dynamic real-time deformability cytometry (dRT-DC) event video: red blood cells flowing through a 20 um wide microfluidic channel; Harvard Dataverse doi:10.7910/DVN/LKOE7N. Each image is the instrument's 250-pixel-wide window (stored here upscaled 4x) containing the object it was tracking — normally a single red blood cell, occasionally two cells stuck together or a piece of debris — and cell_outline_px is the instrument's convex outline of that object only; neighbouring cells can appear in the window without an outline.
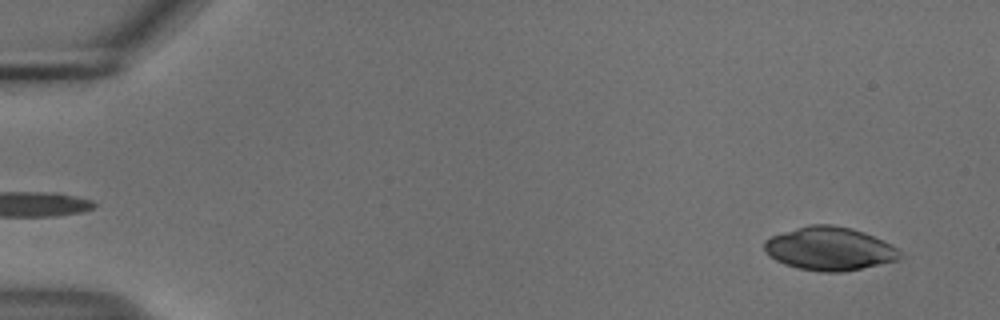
{"species": "common noctule bat (a hibernating species)", "species_latin": "Nyctalus noctula", "temperature_condition": "cold", "stored_images_in_passage": 54, "camera_frame_rate_fps": 3000, "um_per_image_px": 0.085, "animal": {"sex": "male", "body_mass_g": 18.8}, "frame": {"image": 1, "passage_image": 3, "time_ms": 0.667, "image_size_px": [1000, 320], "cell_outline_px": [[904, 256], [900, 260], [840, 272], [824, 272], [796, 268], [784, 264], [768, 256], [764, 248], [764, 240], [772, 236], [808, 224], [832, 224], [852, 228], [864, 232], [884, 240], [892, 244], [904, 252]], "centroid_in_image_um": [70.55, 21.13], "position_along_channel_um": 14.4, "area_um2": 34.62}}